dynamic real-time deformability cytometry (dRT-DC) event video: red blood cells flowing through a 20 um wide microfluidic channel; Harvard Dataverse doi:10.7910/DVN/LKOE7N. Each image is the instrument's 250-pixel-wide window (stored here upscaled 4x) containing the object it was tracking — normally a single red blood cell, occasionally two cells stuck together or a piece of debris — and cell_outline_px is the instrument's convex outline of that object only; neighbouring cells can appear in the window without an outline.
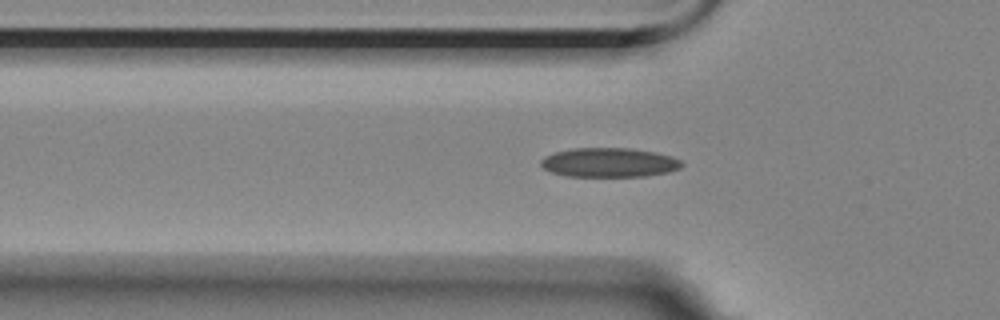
{"species": "Egyptian fruit bat (a non-hibernating species)", "species_latin": "Rousettus aegyptiacus", "temperature_condition": "room temperature", "stored_images_in_passage": 50, "camera_frame_rate_fps": 3000, "um_per_image_px": 0.085, "animal": {"sex": "female"}, "frame": {"image": 1, "passage_image": 18, "time_ms": 5.667, "image_size_px": [1000, 320], "cell_outline_px": [[684, 164], [680, 168], [668, 172], [644, 176], [564, 176], [552, 172], [544, 168], [540, 164], [540, 160], [544, 156], [556, 152], [572, 148], [628, 148], [652, 152], [672, 156], [680, 160]], "centroid_in_image_um": [51.76, 13.81], "position_along_channel_um": 74.0, "area_um2": 23.93}}
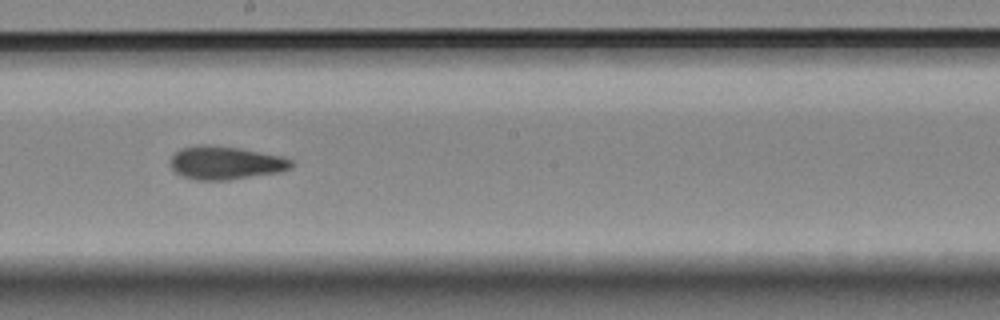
{"frame": {"image": 2, "passage_image": 31, "time_ms": 10.0, "image_size_px": [1000, 320], "cell_outline_px": [[292, 168], [280, 172], [228, 180], [196, 180], [180, 176], [172, 168], [172, 156], [180, 148], [196, 144], [204, 144], [236, 148], [280, 156], [292, 160]], "centroid_in_image_um": [19.14, 13.85], "position_along_channel_um": 229.1, "area_um2": 23.24}}
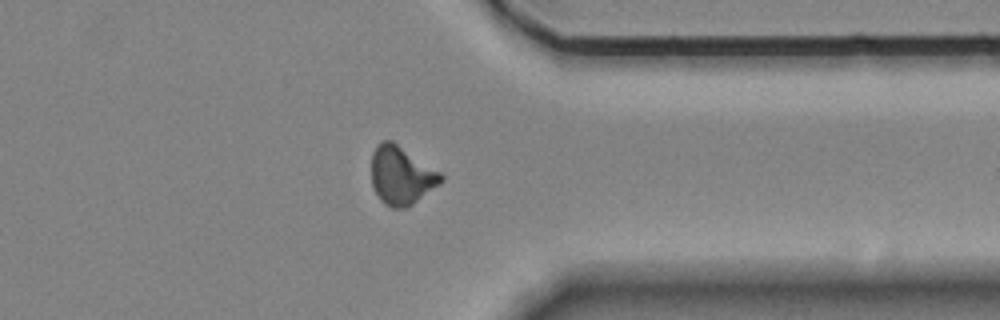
{"frame": {"image": 3, "passage_image": 44, "time_ms": 14.333, "image_size_px": [1000, 320], "cell_outline_px": [[444, 180], [440, 184], [408, 208], [392, 208], [384, 204], [380, 200], [372, 184], [372, 152], [376, 144], [384, 140], [392, 140], [440, 172], [444, 176]], "centroid_in_image_um": [34.11, 14.92], "position_along_channel_um": 377.3, "area_um2": 23.76}}